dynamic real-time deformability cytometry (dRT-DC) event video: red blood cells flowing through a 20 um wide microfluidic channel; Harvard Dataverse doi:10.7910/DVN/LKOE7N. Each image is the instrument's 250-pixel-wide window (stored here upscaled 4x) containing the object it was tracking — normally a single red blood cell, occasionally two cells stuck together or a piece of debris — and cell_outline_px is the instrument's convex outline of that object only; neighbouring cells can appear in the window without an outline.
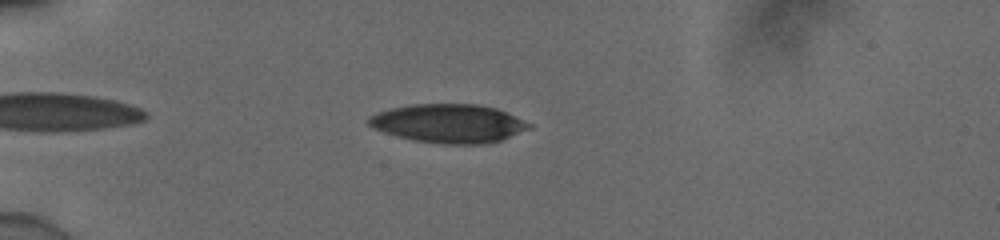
{"species": "human", "species_latin": "Homo sapiens", "temperature_condition": "cold", "stored_images_in_passage": 44, "camera_frame_rate_fps": 3000, "um_per_image_px": 0.085, "donor": {"sex": "male"}, "frame": {"image": 1, "passage_image": 6, "time_ms": 1.667, "image_size_px": [1000, 240], "cell_outline_px": [[532, 128], [500, 140], [484, 144], [444, 144], [412, 140], [396, 136], [384, 132], [368, 124], [368, 116], [376, 112], [408, 104], [476, 104], [496, 108], [532, 124]], "centroid_in_image_um": [38.12, 10.49], "position_along_channel_um": 46.9, "area_um2": 36.07}}
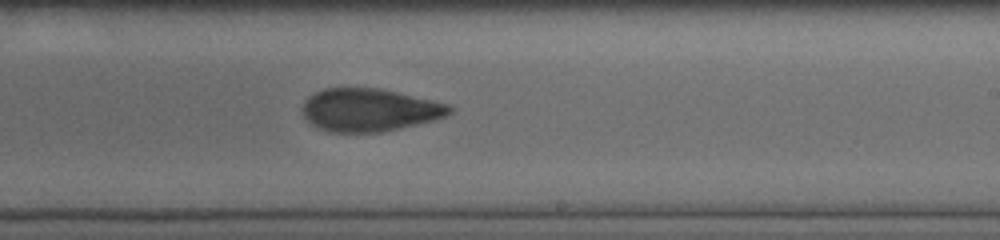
{"frame": {"image": 2, "passage_image": 25, "time_ms": 8.0, "image_size_px": [1000, 240], "cell_outline_px": [[452, 112], [444, 116], [432, 120], [400, 128], [380, 132], [328, 132], [316, 128], [304, 116], [304, 100], [308, 96], [324, 88], [380, 88], [448, 104], [452, 108]], "centroid_in_image_um": [31.36, 9.35], "position_along_channel_um": 257.6, "area_um2": 36.41}}
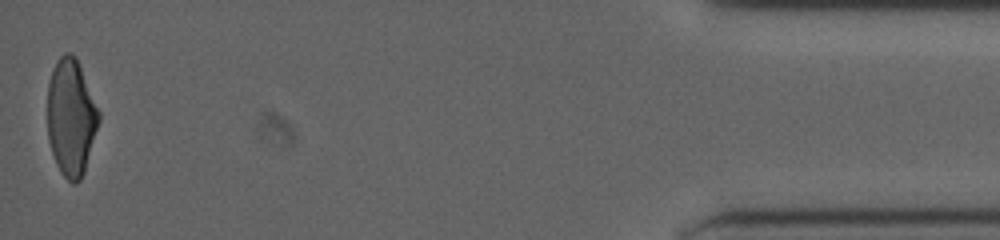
{"frame": {"image": 3, "passage_image": 44, "time_ms": 14.333, "image_size_px": [1000, 240], "cell_outline_px": [[100, 120], [84, 172], [80, 180], [76, 184], [72, 184], [60, 172], [56, 164], [48, 140], [48, 84], [56, 60], [64, 52], [72, 52], [76, 56], [100, 112]], "centroid_in_image_um": [6.04, 9.97], "position_along_channel_um": 429.2, "area_um2": 35.08}, "authors_computed_cell_mechanics": {"area_um2": 36.5585, "velocity_mm_per_s": 3.919, "shape_relaxation_time_tau1_ms": 5.4687, "shape_relaxation_time_tau2_ms": 2.4195, "deformation_change_tau1": 0.1867, "deformation_change_tau2": 0.0962}}